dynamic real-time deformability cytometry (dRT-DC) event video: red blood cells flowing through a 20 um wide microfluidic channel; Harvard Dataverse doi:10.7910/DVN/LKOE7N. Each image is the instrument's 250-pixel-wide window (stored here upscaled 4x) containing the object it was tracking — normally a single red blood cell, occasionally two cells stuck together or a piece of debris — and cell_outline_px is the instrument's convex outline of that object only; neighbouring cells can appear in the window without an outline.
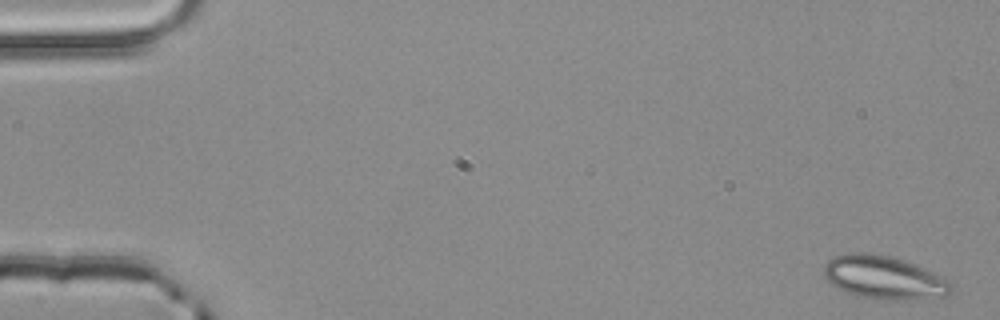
{"species": "common noctule bat (a hibernating species)", "species_latin": "Nyctalus noctula", "temperature_condition": "room temperature", "stored_images_in_passage": 4, "camera_frame_rate_fps": 3000, "um_per_image_px": 0.085, "animal": {"sex": "male", "body_mass_g": 20.4}, "frame": {"image": 1, "passage_image": 1, "time_ms": 0.0, "image_size_px": [1000, 320], "cell_outline_px": [[952, 292], [948, 296], [896, 300], [876, 300], [856, 296], [844, 292], [836, 288], [824, 276], [824, 264], [832, 256], [852, 252], [872, 252], [892, 256], [904, 260], [932, 272], [948, 280], [952, 284]], "centroid_in_image_um": [75.09, 23.59], "position_along_channel_um": 9.9, "area_um2": 32.48}}